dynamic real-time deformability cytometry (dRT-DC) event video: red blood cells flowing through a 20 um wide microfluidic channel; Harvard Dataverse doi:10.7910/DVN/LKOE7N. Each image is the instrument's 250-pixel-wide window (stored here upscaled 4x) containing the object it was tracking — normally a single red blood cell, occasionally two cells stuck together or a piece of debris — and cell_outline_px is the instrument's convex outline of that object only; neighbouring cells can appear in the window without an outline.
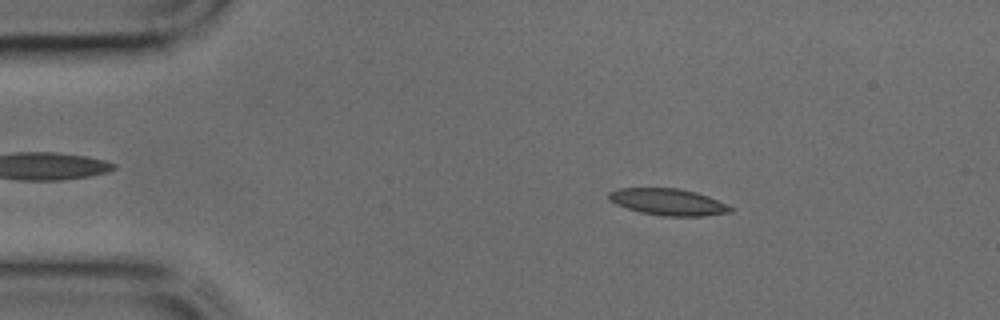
{"species": "common noctule bat (a hibernating species)", "species_latin": "Nyctalus noctula", "temperature_condition": "cold", "stored_images_in_passage": 40, "camera_frame_rate_fps": 3000, "um_per_image_px": 0.085, "animal": {"sex": "male", "body_mass_g": 17.9, "forearm_length_mm": 54.2}, "frame": {"image": 1, "passage_image": 4, "time_ms": 1.0, "image_size_px": [1000, 320], "cell_outline_px": [[736, 208], [732, 212], [704, 216], [664, 216], [640, 212], [616, 204], [608, 200], [608, 192], [620, 188], [680, 188], [696, 192], [708, 196]], "centroid_in_image_um": [56.82, 17.17], "position_along_channel_um": 28.2, "area_um2": 19.02}}
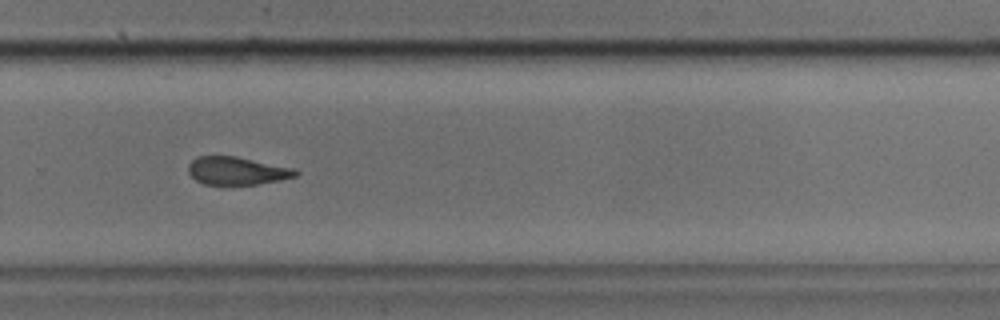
{"frame": {"image": 2, "passage_image": 26, "time_ms": 8.333, "image_size_px": [1000, 320], "cell_outline_px": [[300, 172], [296, 176], [280, 180], [256, 184], [204, 184], [196, 180], [188, 172], [188, 164], [196, 156], [236, 156], [296, 168]], "centroid_in_image_um": [20.16, 14.5], "position_along_channel_um": 309.6, "area_um2": 17.51}}
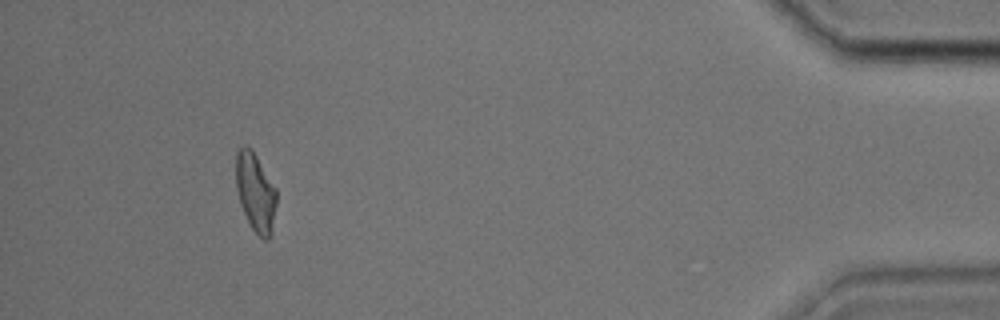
{"frame": {"image": 3, "passage_image": 37, "time_ms": 12.0, "image_size_px": [1000, 320], "cell_outline_px": [[276, 204], [272, 236], [268, 240], [264, 240], [252, 228], [240, 204], [236, 188], [236, 152], [244, 144], [252, 148], [276, 188]], "centroid_in_image_um": [21.72, 16.33], "position_along_channel_um": 413.5, "area_um2": 18.73}}